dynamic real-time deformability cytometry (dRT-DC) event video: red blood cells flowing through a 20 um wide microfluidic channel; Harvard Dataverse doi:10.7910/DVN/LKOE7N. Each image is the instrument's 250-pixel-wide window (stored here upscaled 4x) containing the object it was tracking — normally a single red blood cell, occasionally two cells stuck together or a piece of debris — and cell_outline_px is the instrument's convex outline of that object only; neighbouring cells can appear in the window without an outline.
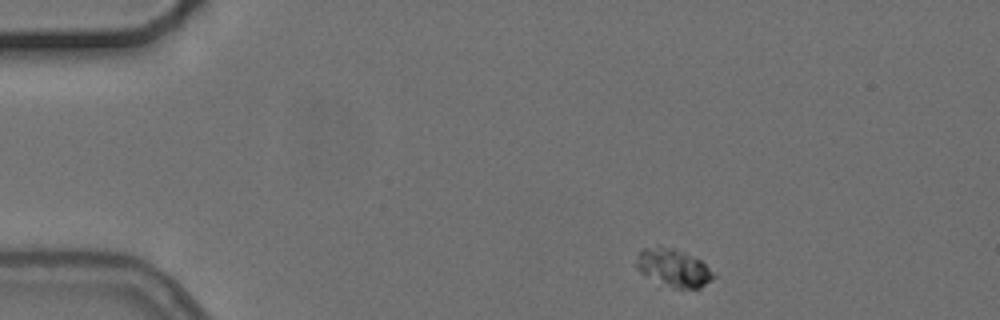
{"species": "common noctule bat (a hibernating species)", "species_latin": "Nyctalus noctula", "temperature_condition": "cold", "stored_images_in_passage": 5, "camera_frame_rate_fps": 3000, "um_per_image_px": 0.085, "animal": {"sex": "female", "body_mass_g": 24.6, "forearm_length_mm": 56.2}, "frame": {"image": 1, "passage_image": 1, "time_ms": 0.0, "image_size_px": [1000, 320], "cell_outline_px": [[716, 276], [712, 280], [700, 288], [656, 288], [636, 268], [636, 256], [644, 248], [660, 244], [684, 252], [700, 260]], "centroid_in_image_um": [57.15, 22.81], "position_along_channel_um": 27.9, "area_um2": 17.8}}
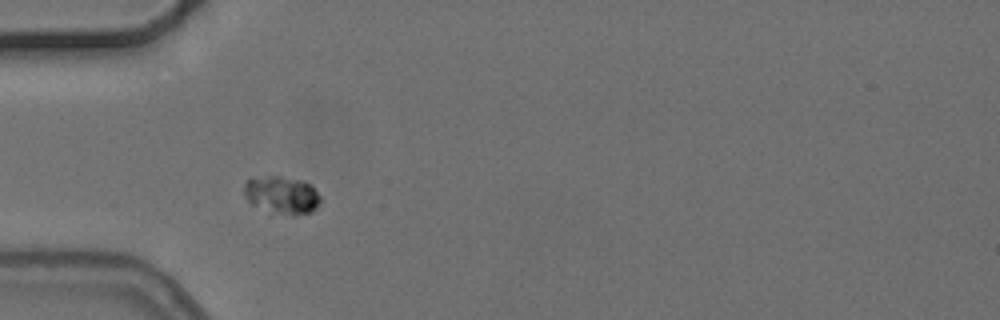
{"frame": {"image": 2, "passage_image": 3, "time_ms": 2.667, "image_size_px": [1000, 320], "cell_outline_px": [[320, 200], [316, 208], [312, 212], [296, 216], [292, 216], [252, 204], [244, 196], [244, 184], [252, 176], [280, 176], [304, 180], [312, 184], [320, 196]], "centroid_in_image_um": [23.98, 16.54], "position_along_channel_um": 61.0, "area_um2": 16.82}}
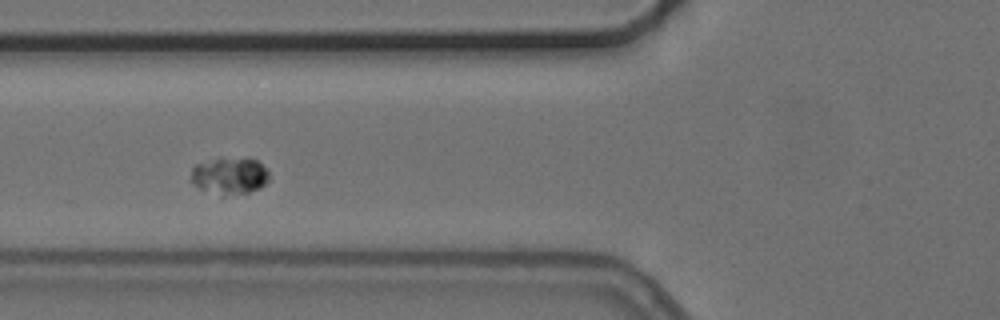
{"frame": {"image": 3, "passage_image": 4, "time_ms": 4.0, "image_size_px": [1000, 320], "cell_outline_px": [[268, 180], [260, 188], [248, 192], [224, 196], [220, 196], [200, 188], [192, 184], [192, 168], [196, 164], [216, 160], [248, 156], [256, 160], [268, 168]], "centroid_in_image_um": [19.56, 14.95], "position_along_channel_um": 106.2, "area_um2": 16.82}}